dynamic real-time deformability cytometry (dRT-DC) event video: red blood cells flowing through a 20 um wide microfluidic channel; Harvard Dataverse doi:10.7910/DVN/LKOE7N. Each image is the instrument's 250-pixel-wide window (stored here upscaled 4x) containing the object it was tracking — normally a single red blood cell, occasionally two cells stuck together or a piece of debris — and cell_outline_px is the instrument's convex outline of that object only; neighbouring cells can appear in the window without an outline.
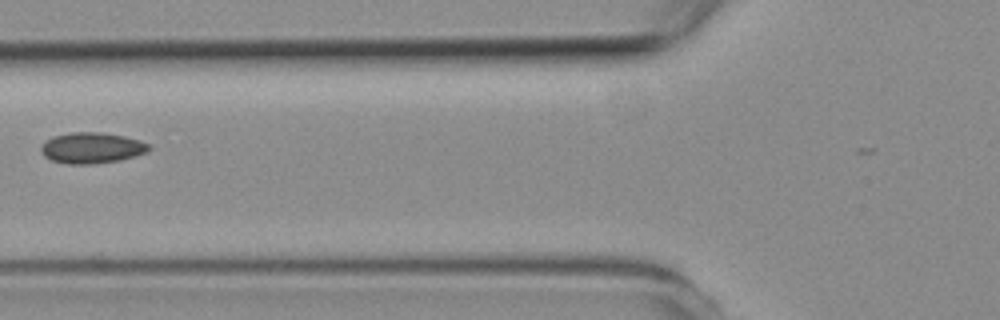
{"species": "common noctule bat (a hibernating species)", "species_latin": "Nyctalus noctula", "temperature_condition": "room temperature", "stored_images_in_passage": 4, "camera_frame_rate_fps": 3000, "um_per_image_px": 0.085, "animal": {"sex": "female", "body_mass_g": 19.3, "forearm_length_mm": 54.1}, "frame": {"image": 1, "passage_image": 4, "time_ms": 3.333, "image_size_px": [1000, 320], "cell_outline_px": [[152, 148], [148, 152], [136, 156], [120, 160], [96, 164], [68, 164], [52, 160], [44, 156], [40, 148], [52, 136], [68, 132], [100, 132], [124, 136], [140, 140], [148, 144]], "centroid_in_image_um": [7.83, 12.57], "position_along_channel_um": 118.0, "area_um2": 19.54}}